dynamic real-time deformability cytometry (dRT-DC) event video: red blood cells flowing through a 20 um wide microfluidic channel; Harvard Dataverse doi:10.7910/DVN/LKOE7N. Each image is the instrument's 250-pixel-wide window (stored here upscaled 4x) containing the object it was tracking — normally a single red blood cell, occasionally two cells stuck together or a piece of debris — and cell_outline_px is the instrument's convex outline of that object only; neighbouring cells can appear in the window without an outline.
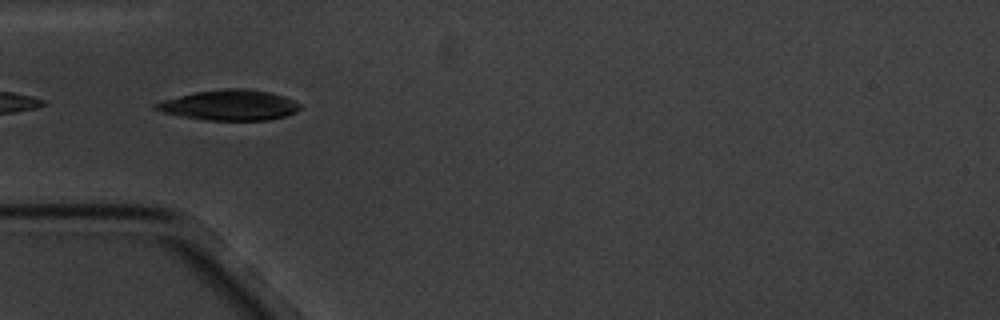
{"species": "common noctule bat (a hibernating species)", "species_latin": "Nyctalus noctula", "temperature_condition": "cold", "stored_images_in_passage": 7, "camera_frame_rate_fps": 3000, "um_per_image_px": 0.085, "animal": {"sex": "male", "body_mass_g": 20.1, "forearm_length_mm": 53.5}, "frame": {"image": 1, "passage_image": 1, "time_ms": 0.0, "image_size_px": [1000, 320], "cell_outline_px": [[304, 108], [288, 116], [268, 120], [208, 120], [184, 116], [164, 112], [152, 108], [152, 104], [164, 100], [196, 92], [228, 88], [244, 88], [268, 92], [284, 96], [300, 104]], "centroid_in_image_um": [19.57, 8.94], "position_along_channel_um": 65.4, "area_um2": 25.37}}
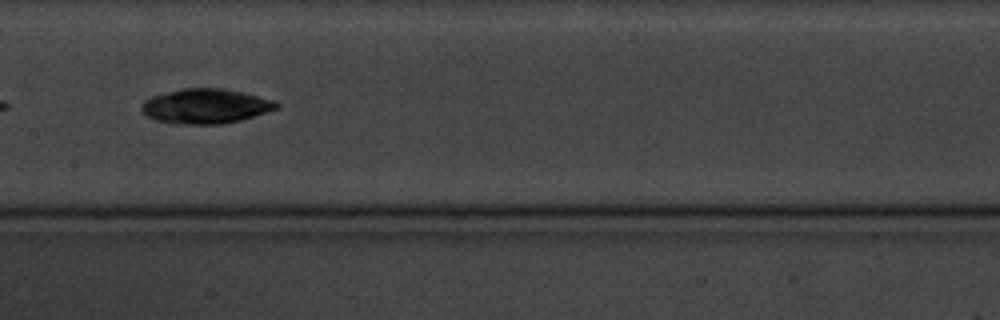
{"frame": {"image": 2, "passage_image": 4, "time_ms": 3.667, "image_size_px": [1000, 320], "cell_outline_px": [[280, 108], [240, 120], [220, 124], [188, 124], [156, 120], [144, 116], [140, 108], [144, 100], [152, 96], [184, 88], [224, 88], [276, 100], [280, 104]], "centroid_in_image_um": [17.5, 9.02], "position_along_channel_um": 189.9, "area_um2": 27.28}}
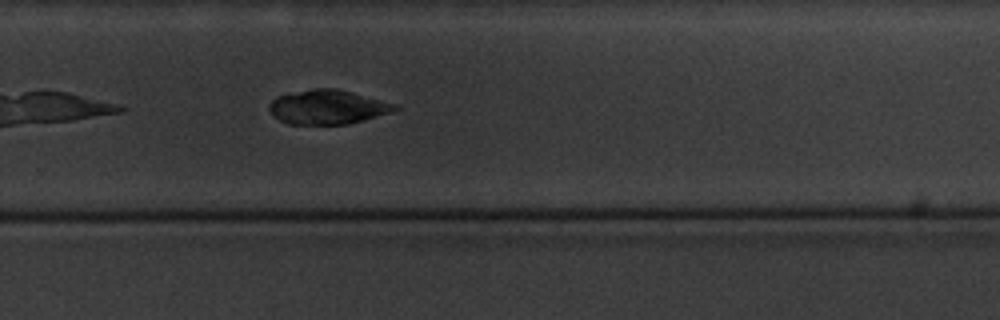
{"frame": {"image": 3, "passage_image": 7, "time_ms": 7.0, "image_size_px": [1000, 320], "cell_outline_px": [[400, 108], [396, 112], [348, 124], [288, 124], [272, 116], [268, 108], [268, 104], [276, 96], [316, 88], [336, 88], [400, 104]], "centroid_in_image_um": [27.91, 9.1], "position_along_channel_um": 301.9, "area_um2": 25.49}}